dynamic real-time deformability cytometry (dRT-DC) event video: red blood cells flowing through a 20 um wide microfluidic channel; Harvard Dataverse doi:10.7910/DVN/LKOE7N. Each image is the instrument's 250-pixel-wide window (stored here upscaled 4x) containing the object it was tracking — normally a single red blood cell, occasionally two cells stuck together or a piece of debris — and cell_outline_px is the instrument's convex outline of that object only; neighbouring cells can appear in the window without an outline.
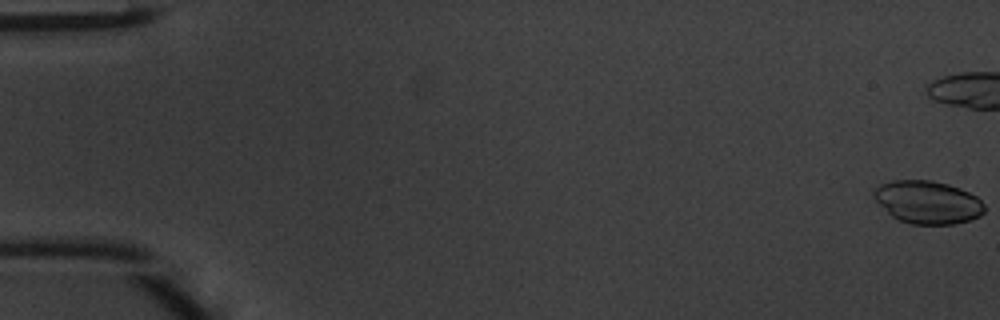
{"species": "common noctule bat (a hibernating species)", "species_latin": "Nyctalus noctula", "temperature_condition": "warm", "stored_images_in_passage": 40, "camera_frame_rate_fps": 3000, "um_per_image_px": 0.085, "animal": {"sex": "male", "body_mass_g": 20.1, "forearm_length_mm": 53.5}, "frame": {"image": 1, "passage_image": 1, "time_ms": 0.0, "image_size_px": [1000, 320], "cell_outline_px": [[984, 212], [980, 216], [968, 220], [952, 224], [912, 224], [900, 220], [892, 216], [872, 196], [872, 192], [880, 184], [892, 180], [932, 180], [948, 184], [960, 188], [976, 196], [984, 204]], "centroid_in_image_um": [78.85, 17.17], "position_along_channel_um": 6.2, "area_um2": 27.51}}